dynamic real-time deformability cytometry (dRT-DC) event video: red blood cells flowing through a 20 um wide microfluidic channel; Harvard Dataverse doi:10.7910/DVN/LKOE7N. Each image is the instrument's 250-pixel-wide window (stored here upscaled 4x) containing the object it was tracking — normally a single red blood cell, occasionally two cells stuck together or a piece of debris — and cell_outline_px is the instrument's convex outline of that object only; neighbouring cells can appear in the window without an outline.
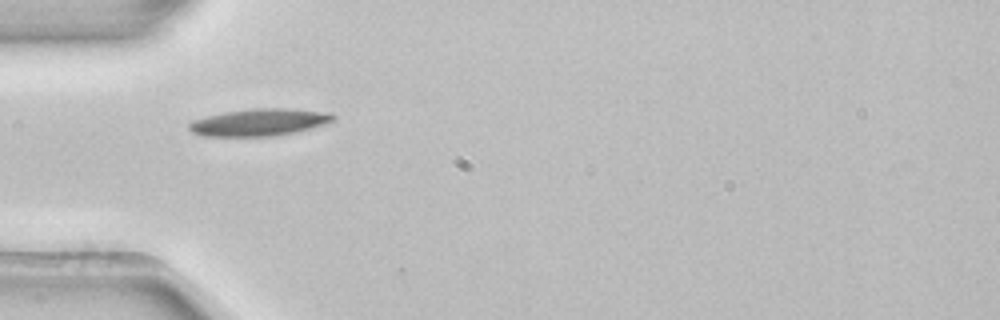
{"species": "common noctule bat (a hibernating species)", "species_latin": "Nyctalus noctula", "temperature_condition": "room temperature", "stored_images_in_passage": 6, "camera_frame_rate_fps": 3000, "um_per_image_px": 0.085, "animal": {"sex": "female", "body_mass_g": 22.7, "forearm_length_mm": 54.2}, "frame": {"image": 1, "passage_image": 5, "time_ms": 1.333, "image_size_px": [1000, 320], "cell_outline_px": [[336, 116], [332, 120], [324, 124], [296, 132], [272, 136], [200, 136], [192, 132], [188, 128], [188, 124], [192, 120], [224, 112], [256, 108], [292, 108], [332, 112]], "centroid_in_image_um": [22.05, 10.39], "position_along_channel_um": 63.0, "area_um2": 22.89}}